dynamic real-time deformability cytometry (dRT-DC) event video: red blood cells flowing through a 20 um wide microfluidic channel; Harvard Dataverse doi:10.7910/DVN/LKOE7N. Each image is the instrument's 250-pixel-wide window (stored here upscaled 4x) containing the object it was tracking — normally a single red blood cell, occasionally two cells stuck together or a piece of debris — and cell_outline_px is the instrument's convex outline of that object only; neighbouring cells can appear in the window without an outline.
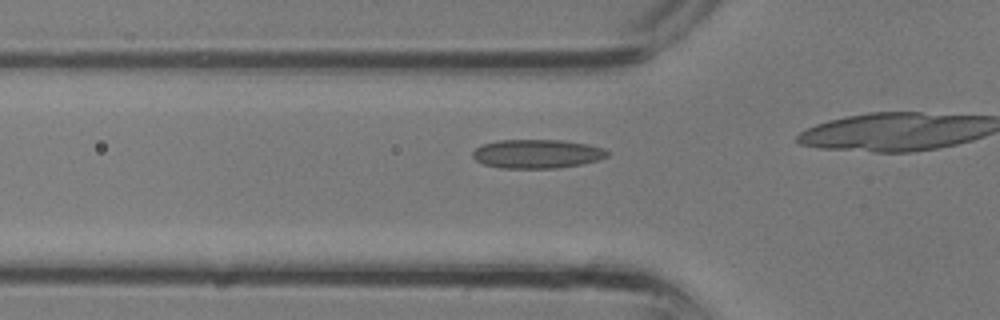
{"species": "common noctule bat (a hibernating species)", "species_latin": "Nyctalus noctula", "temperature_condition": "room temperature", "stored_images_in_passage": 10, "camera_frame_rate_fps": 3000, "um_per_image_px": 0.085, "animal": {"sex": "male", "body_mass_g": 13.3}, "frame": {"image": 1, "passage_image": 5, "time_ms": 1.333, "image_size_px": [1000, 320], "cell_outline_px": [[608, 156], [584, 164], [560, 168], [500, 168], [484, 164], [476, 160], [472, 156], [472, 152], [476, 148], [484, 144], [500, 140], [564, 140], [588, 144], [604, 148], [608, 152]], "centroid_in_image_um": [45.67, 13.08], "position_along_channel_um": 80.1, "area_um2": 22.72}}
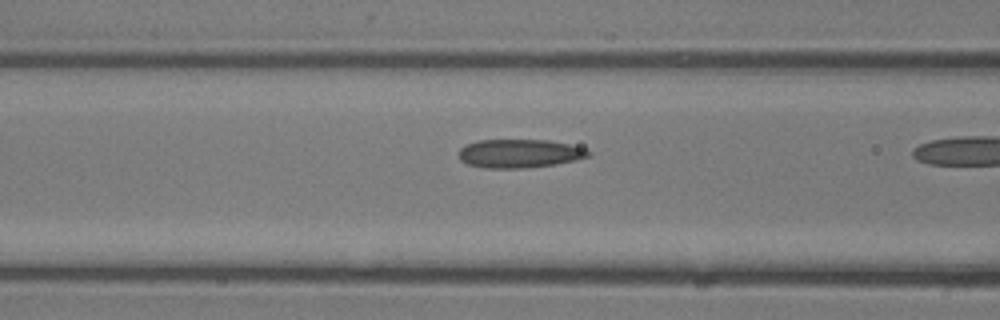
{"frame": {"image": 2, "passage_image": 7, "time_ms": 2.0, "image_size_px": [1000, 320], "cell_outline_px": [[592, 152], [588, 156], [576, 160], [556, 164], [524, 168], [484, 168], [468, 164], [460, 160], [460, 148], [476, 140], [548, 140], [568, 144], [584, 148]], "centroid_in_image_um": [44.16, 13.05], "position_along_channel_um": 122.4, "area_um2": 21.5}}
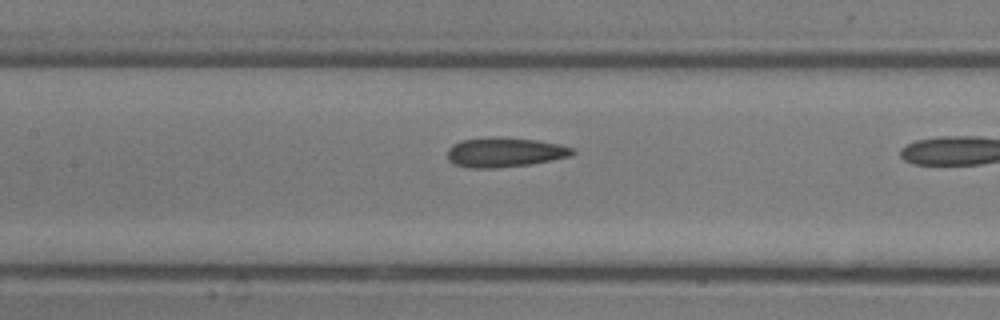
{"frame": {"image": 3, "passage_image": 9, "time_ms": 2.667, "image_size_px": [1000, 320], "cell_outline_px": [[576, 152], [572, 156], [552, 160], [528, 164], [496, 168], [472, 168], [452, 164], [448, 160], [448, 148], [452, 144], [460, 140], [492, 136], [500, 136], [540, 140], [560, 144], [572, 148]], "centroid_in_image_um": [42.89, 12.92], "position_along_channel_um": 164.5, "area_um2": 21.96}}